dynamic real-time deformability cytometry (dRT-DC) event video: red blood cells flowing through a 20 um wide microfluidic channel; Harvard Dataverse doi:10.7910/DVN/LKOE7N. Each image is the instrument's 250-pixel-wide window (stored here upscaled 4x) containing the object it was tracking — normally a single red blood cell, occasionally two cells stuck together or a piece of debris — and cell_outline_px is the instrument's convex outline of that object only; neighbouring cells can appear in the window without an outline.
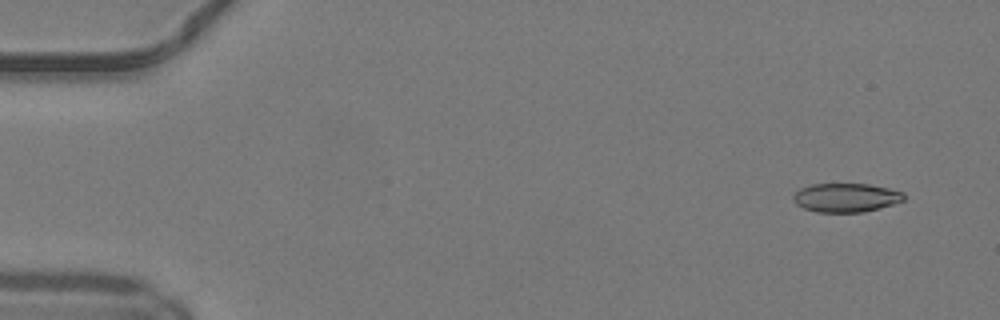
{"species": "common noctule bat (a hibernating species)", "species_latin": "Nyctalus noctula", "temperature_condition": "warm", "stored_images_in_passage": 48, "camera_frame_rate_fps": 3000, "um_per_image_px": 0.085, "animal": {"sex": "male", "body_mass_g": 19.2, "forearm_length_mm": 51.8}, "frame": {"image": 1, "passage_image": 1, "time_ms": 0.0, "image_size_px": [1000, 320], "cell_outline_px": [[904, 200], [892, 204], [864, 212], [816, 212], [804, 208], [796, 204], [792, 200], [792, 196], [800, 188], [812, 184], [868, 184], [888, 188], [904, 192]], "centroid_in_image_um": [71.88, 16.8], "position_along_channel_um": 13.1, "area_um2": 18.55}}
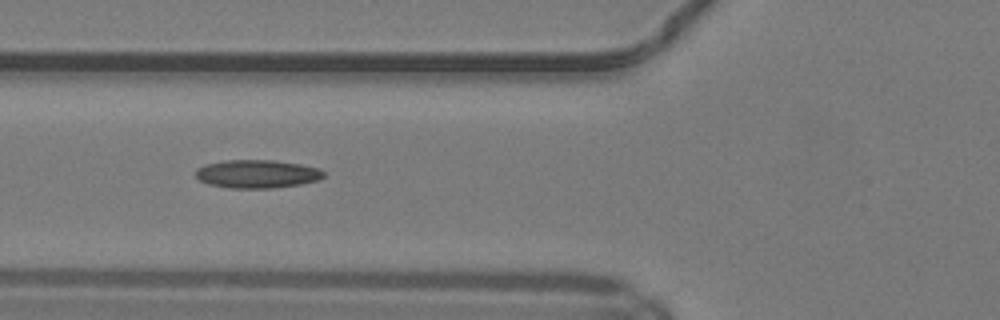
{"frame": {"image": 2, "passage_image": 17, "time_ms": 5.333, "image_size_px": [1000, 320], "cell_outline_px": [[324, 176], [316, 180], [300, 184], [272, 188], [228, 188], [208, 184], [200, 180], [196, 176], [196, 168], [204, 164], [224, 160], [272, 160], [300, 164], [320, 168], [324, 172]], "centroid_in_image_um": [21.82, 14.78], "position_along_channel_um": 104.0, "area_um2": 21.1}}
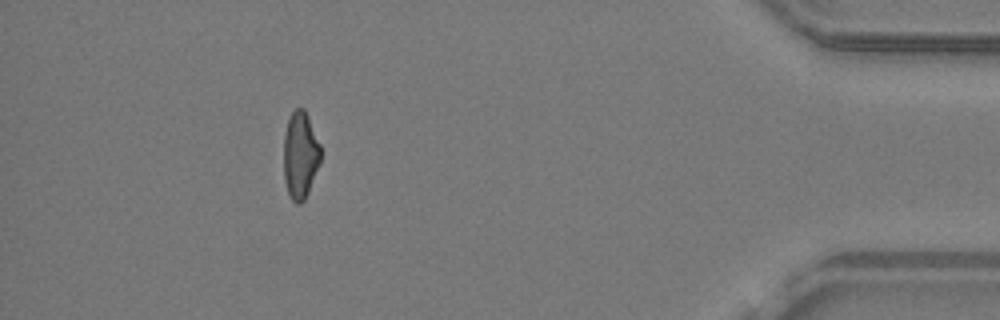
{"frame": {"image": 3, "passage_image": 43, "time_ms": 14.0, "image_size_px": [1000, 320], "cell_outline_px": [[320, 164], [308, 192], [304, 200], [300, 204], [296, 204], [292, 200], [288, 192], [284, 180], [284, 136], [288, 120], [292, 112], [296, 108], [304, 108], [308, 116], [320, 144]], "centroid_in_image_um": [25.53, 13.19], "position_along_channel_um": 409.7, "area_um2": 18.73}, "authors_computed_cell_mechanics": {"area_um2": 19.7098, "velocity_mm_per_s": 4.165, "shape_relaxation_time_tau1_ms": null, "shape_relaxation_time_tau2_ms": 4.0211, "deformation_change_tau1": null, "deformation_change_tau2": 0.1371}}